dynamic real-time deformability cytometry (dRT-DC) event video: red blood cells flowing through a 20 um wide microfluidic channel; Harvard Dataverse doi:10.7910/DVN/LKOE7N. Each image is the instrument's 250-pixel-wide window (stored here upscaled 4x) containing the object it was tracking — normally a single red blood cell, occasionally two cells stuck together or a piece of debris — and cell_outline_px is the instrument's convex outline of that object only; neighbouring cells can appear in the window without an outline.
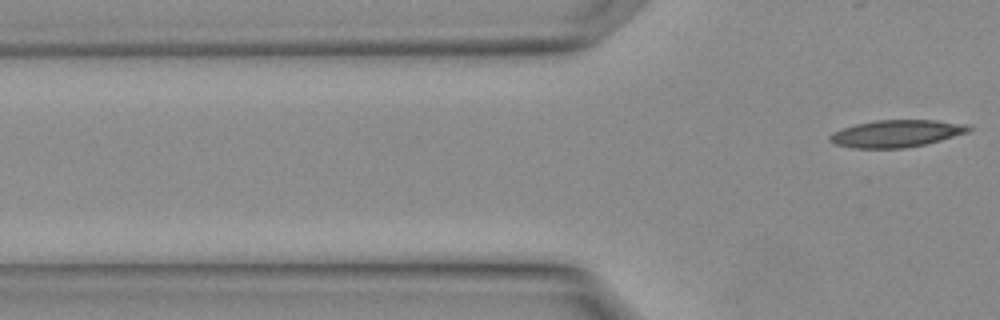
{"species": "Egyptian fruit bat (a non-hibernating species)", "species_latin": "Rousettus aegyptiacus", "temperature_condition": "warm", "stored_images_in_passage": 3, "camera_frame_rate_fps": 3000, "um_per_image_px": 0.085, "animal": {"sex": "female"}, "frame": {"image": 1, "passage_image": 3, "time_ms": 0.667, "image_size_px": [1000, 320], "cell_outline_px": [[972, 132], [924, 144], [904, 148], [852, 148], [836, 144], [828, 140], [828, 136], [832, 132], [856, 124], [876, 120], [936, 120], [964, 124], [972, 128]], "centroid_in_image_um": [76.2, 11.35], "position_along_channel_um": 49.6, "area_um2": 21.96}}